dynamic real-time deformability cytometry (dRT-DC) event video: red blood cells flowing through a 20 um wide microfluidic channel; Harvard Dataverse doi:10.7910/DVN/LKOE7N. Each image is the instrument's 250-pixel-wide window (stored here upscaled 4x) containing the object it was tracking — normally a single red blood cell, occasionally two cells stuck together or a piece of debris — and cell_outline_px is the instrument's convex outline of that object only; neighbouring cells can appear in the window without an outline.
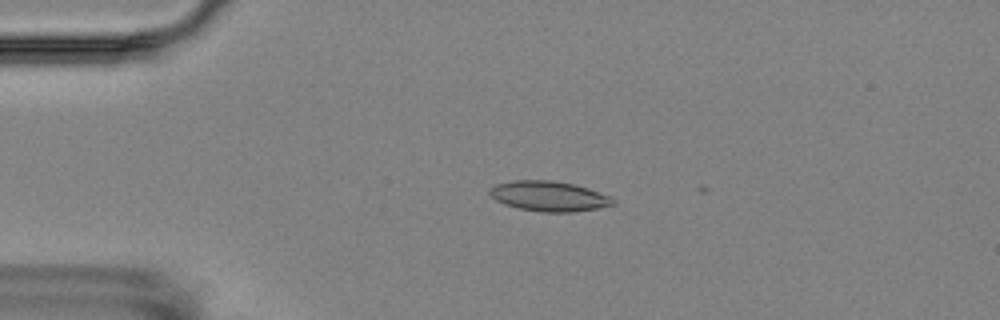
{"species": "Egyptian fruit bat (a non-hibernating species)", "species_latin": "Rousettus aegyptiacus", "temperature_condition": "room temperature", "stored_images_in_passage": 5, "camera_frame_rate_fps": 3000, "um_per_image_px": 0.085, "animal": {"sex": "female"}, "frame": {"image": 1, "passage_image": 4, "time_ms": 3.333, "image_size_px": [1000, 320], "cell_outline_px": [[616, 204], [600, 208], [572, 212], [544, 212], [520, 208], [504, 204], [496, 200], [488, 192], [496, 184], [512, 180], [552, 180], [572, 184], [588, 188], [608, 196], [616, 200]], "centroid_in_image_um": [46.68, 16.67], "position_along_channel_um": 38.3, "area_um2": 21.5}}